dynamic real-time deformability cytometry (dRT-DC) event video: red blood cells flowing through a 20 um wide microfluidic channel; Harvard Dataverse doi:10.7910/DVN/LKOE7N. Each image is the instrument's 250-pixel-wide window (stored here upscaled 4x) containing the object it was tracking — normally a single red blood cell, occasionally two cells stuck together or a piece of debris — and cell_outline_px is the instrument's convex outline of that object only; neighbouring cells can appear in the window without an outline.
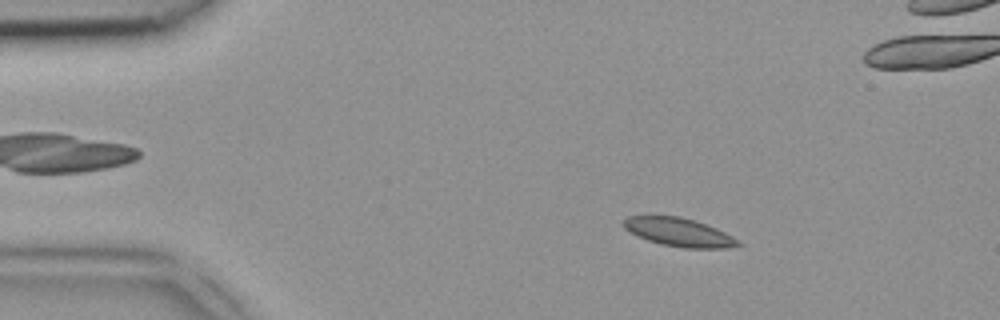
{"species": "common noctule bat (a hibernating species)", "species_latin": "Nyctalus noctula", "temperature_condition": "room temperature", "stored_images_in_passage": 47, "camera_frame_rate_fps": 3000, "um_per_image_px": 0.085, "animal": {"sex": "female", "body_mass_g": 18.4}, "frame": {"image": 1, "passage_image": 7, "time_ms": 2.0, "image_size_px": [1000, 320], "cell_outline_px": [[744, 244], [728, 248], [684, 248], [660, 244], [648, 240], [624, 228], [624, 220], [628, 216], [680, 216], [716, 228], [740, 240]], "centroid_in_image_um": [57.76, 19.75], "position_along_channel_um": 27.2, "area_um2": 18.73}}
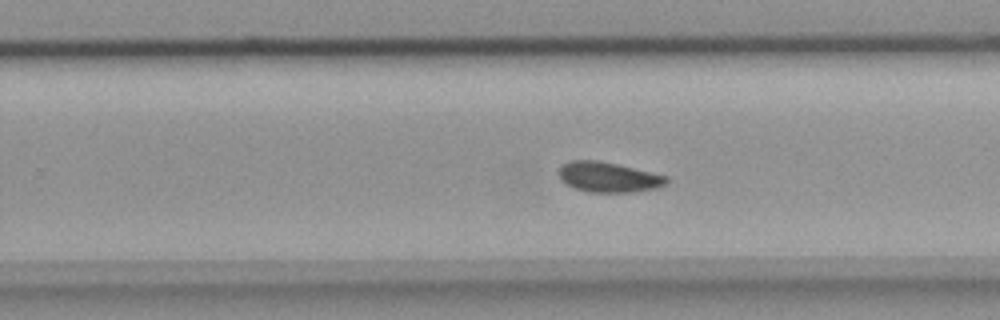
{"frame": {"image": 2, "passage_image": 29, "time_ms": 9.333, "image_size_px": [1000, 320], "cell_outline_px": [[668, 184], [656, 188], [632, 192], [588, 192], [576, 188], [560, 180], [556, 172], [560, 164], [568, 160], [596, 160], [616, 164], [668, 176]], "centroid_in_image_um": [51.67, 15.04], "position_along_channel_um": 278.1, "area_um2": 19.07}}
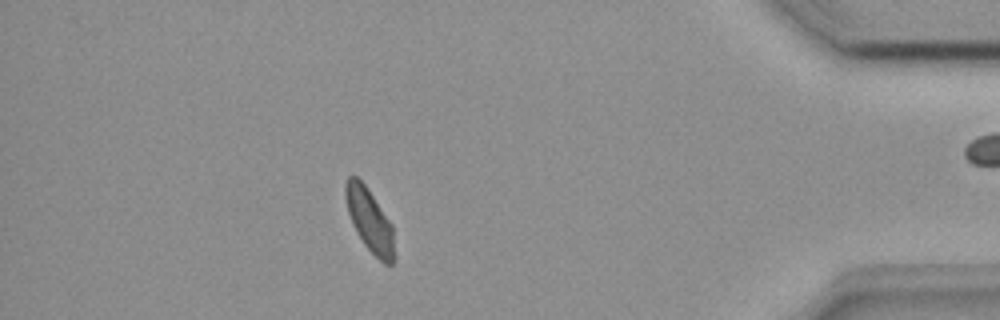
{"frame": {"image": 3, "passage_image": 41, "time_ms": 13.333, "image_size_px": [1000, 320], "cell_outline_px": [[396, 260], [392, 264], [384, 264], [364, 244], [356, 232], [352, 224], [348, 212], [344, 196], [344, 184], [348, 176], [356, 176], [364, 184], [392, 224], [396, 256]], "centroid_in_image_um": [31.42, 18.75], "position_along_channel_um": 403.8, "area_um2": 18.09}}